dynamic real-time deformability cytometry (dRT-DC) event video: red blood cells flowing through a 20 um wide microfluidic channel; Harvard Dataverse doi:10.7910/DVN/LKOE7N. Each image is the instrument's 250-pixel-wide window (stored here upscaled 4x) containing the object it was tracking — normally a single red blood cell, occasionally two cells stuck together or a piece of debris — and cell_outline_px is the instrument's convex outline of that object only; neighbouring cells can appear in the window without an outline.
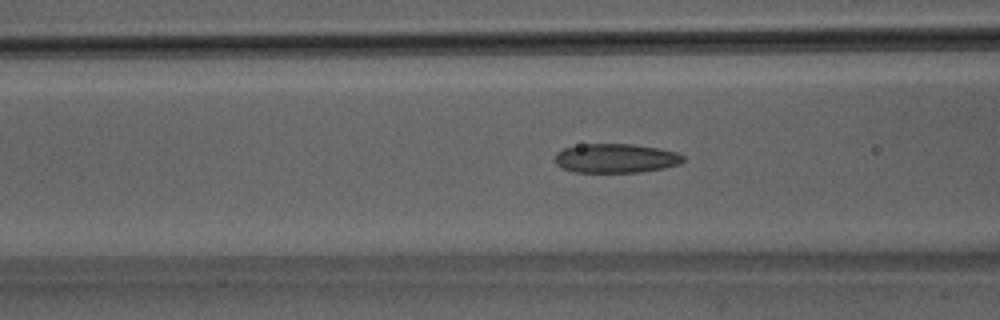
{"species": "Egyptian fruit bat (a non-hibernating species)", "species_latin": "Rousettus aegyptiacus", "temperature_condition": "room temperature", "stored_images_in_passage": 47, "camera_frame_rate_fps": 3000, "um_per_image_px": 0.085, "animal": {"sex": "male"}, "frame": {"image": 1, "passage_image": 17, "time_ms": 5.333, "image_size_px": [1000, 320], "cell_outline_px": [[684, 160], [680, 164], [664, 168], [640, 172], [572, 172], [560, 168], [556, 164], [556, 152], [564, 148], [580, 144], [632, 144], [656, 148], [676, 152], [684, 156]], "centroid_in_image_um": [52.31, 13.46], "position_along_channel_um": 114.3, "area_um2": 21.85}}
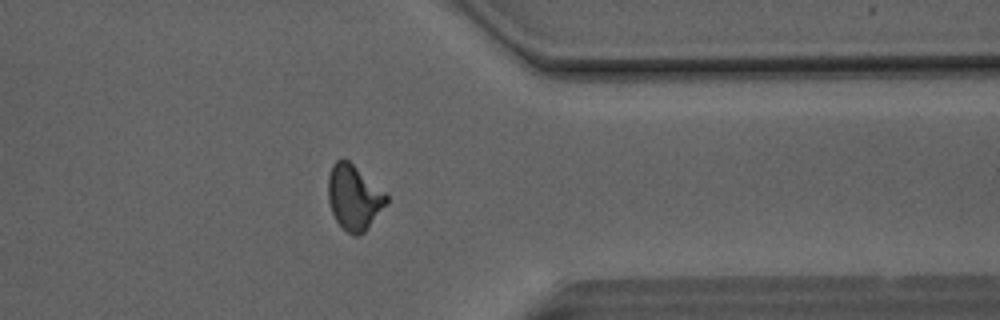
{"frame": {"image": 2, "passage_image": 37, "time_ms": 12.0, "image_size_px": [1000, 320], "cell_outline_px": [[388, 204], [368, 228], [360, 236], [356, 236], [348, 232], [336, 220], [332, 212], [328, 200], [328, 176], [332, 164], [336, 160], [348, 160], [388, 192]], "centroid_in_image_um": [30.13, 16.77], "position_along_channel_um": 381.3, "area_um2": 22.43}}
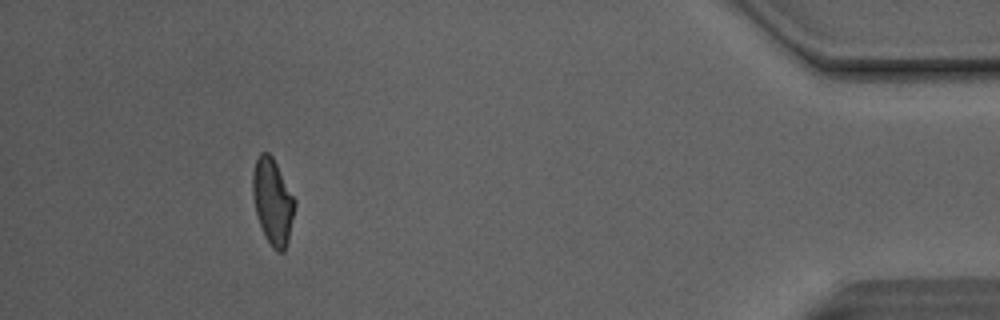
{"frame": {"image": 3, "passage_image": 43, "time_ms": 14.0, "image_size_px": [1000, 320], "cell_outline_px": [[296, 204], [288, 240], [284, 252], [276, 252], [272, 248], [260, 224], [256, 212], [252, 196], [252, 172], [256, 160], [260, 152], [268, 152], [272, 156], [296, 200]], "centroid_in_image_um": [23.18, 17.11], "position_along_channel_um": 412.0, "area_um2": 20.98}, "authors_computed_cell_mechanics": {"area_um2": 21.8484, "velocity_mm_per_s": 4.1374, "shape_relaxation_time_tau1_ms": 9.402, "shape_relaxation_time_tau2_ms": 1.4752, "deformation_change_tau1": 0.2121, "deformation_change_tau2": 0.0798}}